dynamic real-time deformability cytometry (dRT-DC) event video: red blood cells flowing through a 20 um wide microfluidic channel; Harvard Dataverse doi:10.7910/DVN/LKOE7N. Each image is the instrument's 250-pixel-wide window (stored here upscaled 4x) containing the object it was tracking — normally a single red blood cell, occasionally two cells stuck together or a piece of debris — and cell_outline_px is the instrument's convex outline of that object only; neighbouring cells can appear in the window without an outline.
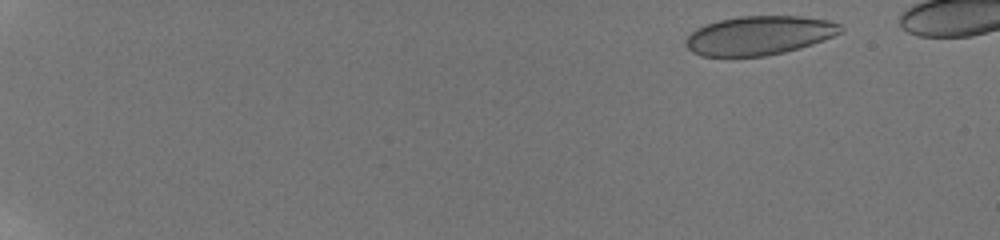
{"species": "human", "species_latin": "Homo sapiens", "temperature_condition": "room temperature", "stored_images_in_passage": 21, "camera_frame_rate_fps": 3000, "um_per_image_px": 0.085, "donor": {"sex": "male"}, "frame": {"image": 1, "passage_image": 4, "time_ms": 1.0, "image_size_px": [1000, 240], "cell_outline_px": [[844, 32], [824, 40], [800, 48], [784, 52], [764, 56], [700, 56], [692, 52], [684, 44], [684, 40], [696, 28], [720, 20], [740, 16], [800, 16], [828, 20], [840, 24], [844, 28]], "centroid_in_image_um": [64.55, 3.01], "position_along_channel_um": 20.4, "area_um2": 35.26}}
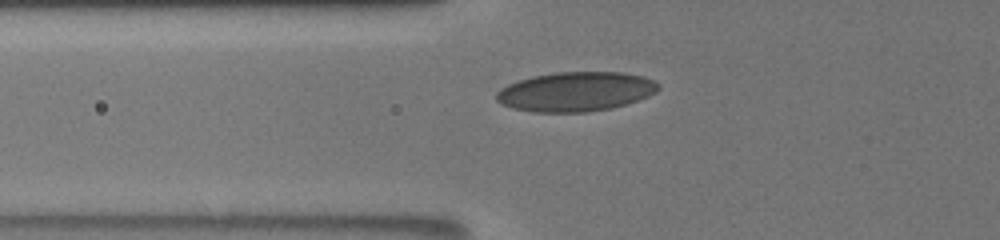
{"frame": {"image": 2, "passage_image": 18, "time_ms": 7.0, "image_size_px": [1000, 240], "cell_outline_px": [[660, 88], [656, 92], [648, 96], [612, 108], [584, 112], [532, 112], [512, 108], [500, 104], [496, 100], [496, 92], [500, 88], [508, 84], [532, 76], [556, 72], [624, 72], [644, 76], [660, 84]], "centroid_in_image_um": [48.92, 7.78], "position_along_channel_um": 76.9, "area_um2": 37.34}}